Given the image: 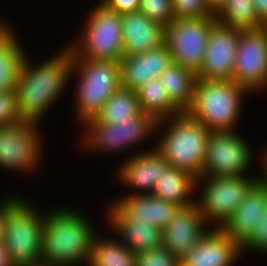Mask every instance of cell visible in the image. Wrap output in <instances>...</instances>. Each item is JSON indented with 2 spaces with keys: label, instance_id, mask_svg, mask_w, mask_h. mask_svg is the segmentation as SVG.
<instances>
[{
  "label": "cell",
  "instance_id": "cell-1",
  "mask_svg": "<svg viewBox=\"0 0 267 266\" xmlns=\"http://www.w3.org/2000/svg\"><path fill=\"white\" fill-rule=\"evenodd\" d=\"M71 71L72 51L68 46L39 65L31 64L25 56L14 88L21 120L40 123L42 116L66 90Z\"/></svg>",
  "mask_w": 267,
  "mask_h": 266
},
{
  "label": "cell",
  "instance_id": "cell-2",
  "mask_svg": "<svg viewBox=\"0 0 267 266\" xmlns=\"http://www.w3.org/2000/svg\"><path fill=\"white\" fill-rule=\"evenodd\" d=\"M44 214L41 266L88 264L98 234L91 221L79 211L67 207Z\"/></svg>",
  "mask_w": 267,
  "mask_h": 266
},
{
  "label": "cell",
  "instance_id": "cell-3",
  "mask_svg": "<svg viewBox=\"0 0 267 266\" xmlns=\"http://www.w3.org/2000/svg\"><path fill=\"white\" fill-rule=\"evenodd\" d=\"M250 92L234 82L196 79L191 106L186 112L211 132L235 131L244 96Z\"/></svg>",
  "mask_w": 267,
  "mask_h": 266
},
{
  "label": "cell",
  "instance_id": "cell-4",
  "mask_svg": "<svg viewBox=\"0 0 267 266\" xmlns=\"http://www.w3.org/2000/svg\"><path fill=\"white\" fill-rule=\"evenodd\" d=\"M165 134L156 149L171 167L186 171L196 179L202 175L211 131L186 111L167 119Z\"/></svg>",
  "mask_w": 267,
  "mask_h": 266
},
{
  "label": "cell",
  "instance_id": "cell-5",
  "mask_svg": "<svg viewBox=\"0 0 267 266\" xmlns=\"http://www.w3.org/2000/svg\"><path fill=\"white\" fill-rule=\"evenodd\" d=\"M19 198L5 217L3 243L14 266H41L44 213Z\"/></svg>",
  "mask_w": 267,
  "mask_h": 266
},
{
  "label": "cell",
  "instance_id": "cell-6",
  "mask_svg": "<svg viewBox=\"0 0 267 266\" xmlns=\"http://www.w3.org/2000/svg\"><path fill=\"white\" fill-rule=\"evenodd\" d=\"M74 73L79 79L75 94V117L82 124L95 117L113 92L121 87L120 64L78 59L72 53L71 78Z\"/></svg>",
  "mask_w": 267,
  "mask_h": 266
},
{
  "label": "cell",
  "instance_id": "cell-7",
  "mask_svg": "<svg viewBox=\"0 0 267 266\" xmlns=\"http://www.w3.org/2000/svg\"><path fill=\"white\" fill-rule=\"evenodd\" d=\"M84 30L68 45L78 59L119 62L123 58L121 14L96 5Z\"/></svg>",
  "mask_w": 267,
  "mask_h": 266
},
{
  "label": "cell",
  "instance_id": "cell-8",
  "mask_svg": "<svg viewBox=\"0 0 267 266\" xmlns=\"http://www.w3.org/2000/svg\"><path fill=\"white\" fill-rule=\"evenodd\" d=\"M254 177L209 176L198 178L196 191L200 185L201 196L199 195L200 198L195 202L206 223L209 222V225L211 222V225L216 223L214 226L221 228L233 215L249 190L259 181L260 176Z\"/></svg>",
  "mask_w": 267,
  "mask_h": 266
},
{
  "label": "cell",
  "instance_id": "cell-9",
  "mask_svg": "<svg viewBox=\"0 0 267 266\" xmlns=\"http://www.w3.org/2000/svg\"><path fill=\"white\" fill-rule=\"evenodd\" d=\"M162 123L166 125L167 121L157 122L153 117L143 112L133 119L117 122V124L95 121L90 118L82 124L86 127L85 132L87 131L83 136L84 146L91 150V153L94 151L111 153L112 151H121L141 143L148 136L151 137L150 135L162 128L160 127Z\"/></svg>",
  "mask_w": 267,
  "mask_h": 266
},
{
  "label": "cell",
  "instance_id": "cell-10",
  "mask_svg": "<svg viewBox=\"0 0 267 266\" xmlns=\"http://www.w3.org/2000/svg\"><path fill=\"white\" fill-rule=\"evenodd\" d=\"M215 16L205 18H177L165 27L164 42L172 62L197 74L206 52L208 37Z\"/></svg>",
  "mask_w": 267,
  "mask_h": 266
},
{
  "label": "cell",
  "instance_id": "cell-11",
  "mask_svg": "<svg viewBox=\"0 0 267 266\" xmlns=\"http://www.w3.org/2000/svg\"><path fill=\"white\" fill-rule=\"evenodd\" d=\"M235 131L211 132L201 177L247 176L252 165V151Z\"/></svg>",
  "mask_w": 267,
  "mask_h": 266
},
{
  "label": "cell",
  "instance_id": "cell-12",
  "mask_svg": "<svg viewBox=\"0 0 267 266\" xmlns=\"http://www.w3.org/2000/svg\"><path fill=\"white\" fill-rule=\"evenodd\" d=\"M232 80L252 93L267 87V26L240 30Z\"/></svg>",
  "mask_w": 267,
  "mask_h": 266
},
{
  "label": "cell",
  "instance_id": "cell-13",
  "mask_svg": "<svg viewBox=\"0 0 267 266\" xmlns=\"http://www.w3.org/2000/svg\"><path fill=\"white\" fill-rule=\"evenodd\" d=\"M37 126L23 121L0 127V167L24 173L35 169L43 151Z\"/></svg>",
  "mask_w": 267,
  "mask_h": 266
},
{
  "label": "cell",
  "instance_id": "cell-14",
  "mask_svg": "<svg viewBox=\"0 0 267 266\" xmlns=\"http://www.w3.org/2000/svg\"><path fill=\"white\" fill-rule=\"evenodd\" d=\"M240 30L216 22L209 34L200 71V80L229 81L233 79Z\"/></svg>",
  "mask_w": 267,
  "mask_h": 266
},
{
  "label": "cell",
  "instance_id": "cell-15",
  "mask_svg": "<svg viewBox=\"0 0 267 266\" xmlns=\"http://www.w3.org/2000/svg\"><path fill=\"white\" fill-rule=\"evenodd\" d=\"M207 225L196 202L179 207L163 230V246L181 259L209 230Z\"/></svg>",
  "mask_w": 267,
  "mask_h": 266
},
{
  "label": "cell",
  "instance_id": "cell-16",
  "mask_svg": "<svg viewBox=\"0 0 267 266\" xmlns=\"http://www.w3.org/2000/svg\"><path fill=\"white\" fill-rule=\"evenodd\" d=\"M241 247L221 228H209L180 259V266H232L240 257Z\"/></svg>",
  "mask_w": 267,
  "mask_h": 266
},
{
  "label": "cell",
  "instance_id": "cell-17",
  "mask_svg": "<svg viewBox=\"0 0 267 266\" xmlns=\"http://www.w3.org/2000/svg\"><path fill=\"white\" fill-rule=\"evenodd\" d=\"M125 160L127 161L119 166L117 179L121 180L123 186L125 184V186L134 188V190L138 189L137 193L134 192L129 195L152 194L158 179L162 177L163 171H166L170 166L156 149V146L148 152L135 153L134 156L132 155ZM141 190L144 192L142 193Z\"/></svg>",
  "mask_w": 267,
  "mask_h": 266
},
{
  "label": "cell",
  "instance_id": "cell-18",
  "mask_svg": "<svg viewBox=\"0 0 267 266\" xmlns=\"http://www.w3.org/2000/svg\"><path fill=\"white\" fill-rule=\"evenodd\" d=\"M171 63V54L165 42L146 53L123 56L119 61L121 87L137 91L150 79L160 78Z\"/></svg>",
  "mask_w": 267,
  "mask_h": 266
},
{
  "label": "cell",
  "instance_id": "cell-19",
  "mask_svg": "<svg viewBox=\"0 0 267 266\" xmlns=\"http://www.w3.org/2000/svg\"><path fill=\"white\" fill-rule=\"evenodd\" d=\"M267 206V188L258 181L245 195L233 215L221 230L242 247L253 235L260 221L262 209Z\"/></svg>",
  "mask_w": 267,
  "mask_h": 266
},
{
  "label": "cell",
  "instance_id": "cell-20",
  "mask_svg": "<svg viewBox=\"0 0 267 266\" xmlns=\"http://www.w3.org/2000/svg\"><path fill=\"white\" fill-rule=\"evenodd\" d=\"M109 227L116 231L120 241L134 254L149 251L163 245V231L150 223H137L128 218L113 202L107 209Z\"/></svg>",
  "mask_w": 267,
  "mask_h": 266
},
{
  "label": "cell",
  "instance_id": "cell-21",
  "mask_svg": "<svg viewBox=\"0 0 267 266\" xmlns=\"http://www.w3.org/2000/svg\"><path fill=\"white\" fill-rule=\"evenodd\" d=\"M121 20L123 56L146 53L164 43L165 27L141 11L124 13Z\"/></svg>",
  "mask_w": 267,
  "mask_h": 266
},
{
  "label": "cell",
  "instance_id": "cell-22",
  "mask_svg": "<svg viewBox=\"0 0 267 266\" xmlns=\"http://www.w3.org/2000/svg\"><path fill=\"white\" fill-rule=\"evenodd\" d=\"M113 203L128 217L137 223H150L153 227L164 230L173 219L179 206L158 199L151 194L126 195Z\"/></svg>",
  "mask_w": 267,
  "mask_h": 266
},
{
  "label": "cell",
  "instance_id": "cell-23",
  "mask_svg": "<svg viewBox=\"0 0 267 266\" xmlns=\"http://www.w3.org/2000/svg\"><path fill=\"white\" fill-rule=\"evenodd\" d=\"M196 180L190 173L169 166L158 179L151 195L184 207L195 202L192 198L193 192H196Z\"/></svg>",
  "mask_w": 267,
  "mask_h": 266
},
{
  "label": "cell",
  "instance_id": "cell-24",
  "mask_svg": "<svg viewBox=\"0 0 267 266\" xmlns=\"http://www.w3.org/2000/svg\"><path fill=\"white\" fill-rule=\"evenodd\" d=\"M15 32L8 25L0 32V92L12 90L26 56Z\"/></svg>",
  "mask_w": 267,
  "mask_h": 266
},
{
  "label": "cell",
  "instance_id": "cell-25",
  "mask_svg": "<svg viewBox=\"0 0 267 266\" xmlns=\"http://www.w3.org/2000/svg\"><path fill=\"white\" fill-rule=\"evenodd\" d=\"M196 74L178 64L171 63L161 74L160 80L170 100L182 111L192 104Z\"/></svg>",
  "mask_w": 267,
  "mask_h": 266
},
{
  "label": "cell",
  "instance_id": "cell-26",
  "mask_svg": "<svg viewBox=\"0 0 267 266\" xmlns=\"http://www.w3.org/2000/svg\"><path fill=\"white\" fill-rule=\"evenodd\" d=\"M141 111L157 122L182 112L169 98L160 78L150 79L137 91Z\"/></svg>",
  "mask_w": 267,
  "mask_h": 266
},
{
  "label": "cell",
  "instance_id": "cell-27",
  "mask_svg": "<svg viewBox=\"0 0 267 266\" xmlns=\"http://www.w3.org/2000/svg\"><path fill=\"white\" fill-rule=\"evenodd\" d=\"M142 113L136 91L120 87L114 91L93 119L117 124L133 119Z\"/></svg>",
  "mask_w": 267,
  "mask_h": 266
},
{
  "label": "cell",
  "instance_id": "cell-28",
  "mask_svg": "<svg viewBox=\"0 0 267 266\" xmlns=\"http://www.w3.org/2000/svg\"><path fill=\"white\" fill-rule=\"evenodd\" d=\"M217 22L237 30L260 29V22L252 0H226L214 13Z\"/></svg>",
  "mask_w": 267,
  "mask_h": 266
},
{
  "label": "cell",
  "instance_id": "cell-29",
  "mask_svg": "<svg viewBox=\"0 0 267 266\" xmlns=\"http://www.w3.org/2000/svg\"><path fill=\"white\" fill-rule=\"evenodd\" d=\"M94 238L89 263L86 266H135L136 254L120 240Z\"/></svg>",
  "mask_w": 267,
  "mask_h": 266
},
{
  "label": "cell",
  "instance_id": "cell-30",
  "mask_svg": "<svg viewBox=\"0 0 267 266\" xmlns=\"http://www.w3.org/2000/svg\"><path fill=\"white\" fill-rule=\"evenodd\" d=\"M173 18H205L214 16L207 0H172Z\"/></svg>",
  "mask_w": 267,
  "mask_h": 266
},
{
  "label": "cell",
  "instance_id": "cell-31",
  "mask_svg": "<svg viewBox=\"0 0 267 266\" xmlns=\"http://www.w3.org/2000/svg\"><path fill=\"white\" fill-rule=\"evenodd\" d=\"M139 11L164 27L174 20L172 0H140Z\"/></svg>",
  "mask_w": 267,
  "mask_h": 266
},
{
  "label": "cell",
  "instance_id": "cell-32",
  "mask_svg": "<svg viewBox=\"0 0 267 266\" xmlns=\"http://www.w3.org/2000/svg\"><path fill=\"white\" fill-rule=\"evenodd\" d=\"M135 266H180V259L162 245L136 254Z\"/></svg>",
  "mask_w": 267,
  "mask_h": 266
},
{
  "label": "cell",
  "instance_id": "cell-33",
  "mask_svg": "<svg viewBox=\"0 0 267 266\" xmlns=\"http://www.w3.org/2000/svg\"><path fill=\"white\" fill-rule=\"evenodd\" d=\"M20 122L15 89L0 92V127Z\"/></svg>",
  "mask_w": 267,
  "mask_h": 266
},
{
  "label": "cell",
  "instance_id": "cell-34",
  "mask_svg": "<svg viewBox=\"0 0 267 266\" xmlns=\"http://www.w3.org/2000/svg\"><path fill=\"white\" fill-rule=\"evenodd\" d=\"M254 250L267 253V206L262 209L259 223L256 225L251 238L241 247V251Z\"/></svg>",
  "mask_w": 267,
  "mask_h": 266
},
{
  "label": "cell",
  "instance_id": "cell-35",
  "mask_svg": "<svg viewBox=\"0 0 267 266\" xmlns=\"http://www.w3.org/2000/svg\"><path fill=\"white\" fill-rule=\"evenodd\" d=\"M106 9L117 12L118 14L139 11L140 0H101Z\"/></svg>",
  "mask_w": 267,
  "mask_h": 266
},
{
  "label": "cell",
  "instance_id": "cell-36",
  "mask_svg": "<svg viewBox=\"0 0 267 266\" xmlns=\"http://www.w3.org/2000/svg\"><path fill=\"white\" fill-rule=\"evenodd\" d=\"M20 198V196H9L5 198L3 202H0V243L3 242L4 229H5V217L7 210Z\"/></svg>",
  "mask_w": 267,
  "mask_h": 266
},
{
  "label": "cell",
  "instance_id": "cell-37",
  "mask_svg": "<svg viewBox=\"0 0 267 266\" xmlns=\"http://www.w3.org/2000/svg\"><path fill=\"white\" fill-rule=\"evenodd\" d=\"M260 22L267 26V0H252Z\"/></svg>",
  "mask_w": 267,
  "mask_h": 266
},
{
  "label": "cell",
  "instance_id": "cell-38",
  "mask_svg": "<svg viewBox=\"0 0 267 266\" xmlns=\"http://www.w3.org/2000/svg\"><path fill=\"white\" fill-rule=\"evenodd\" d=\"M0 266H14L3 242L0 243Z\"/></svg>",
  "mask_w": 267,
  "mask_h": 266
},
{
  "label": "cell",
  "instance_id": "cell-39",
  "mask_svg": "<svg viewBox=\"0 0 267 266\" xmlns=\"http://www.w3.org/2000/svg\"><path fill=\"white\" fill-rule=\"evenodd\" d=\"M262 154V166L264 167V175H259V181L267 188V149ZM264 155V157H263ZM262 176V177H261Z\"/></svg>",
  "mask_w": 267,
  "mask_h": 266
},
{
  "label": "cell",
  "instance_id": "cell-40",
  "mask_svg": "<svg viewBox=\"0 0 267 266\" xmlns=\"http://www.w3.org/2000/svg\"><path fill=\"white\" fill-rule=\"evenodd\" d=\"M226 0H207L210 8L215 13Z\"/></svg>",
  "mask_w": 267,
  "mask_h": 266
},
{
  "label": "cell",
  "instance_id": "cell-41",
  "mask_svg": "<svg viewBox=\"0 0 267 266\" xmlns=\"http://www.w3.org/2000/svg\"><path fill=\"white\" fill-rule=\"evenodd\" d=\"M7 26V24L4 22V23H0V32Z\"/></svg>",
  "mask_w": 267,
  "mask_h": 266
}]
</instances>
